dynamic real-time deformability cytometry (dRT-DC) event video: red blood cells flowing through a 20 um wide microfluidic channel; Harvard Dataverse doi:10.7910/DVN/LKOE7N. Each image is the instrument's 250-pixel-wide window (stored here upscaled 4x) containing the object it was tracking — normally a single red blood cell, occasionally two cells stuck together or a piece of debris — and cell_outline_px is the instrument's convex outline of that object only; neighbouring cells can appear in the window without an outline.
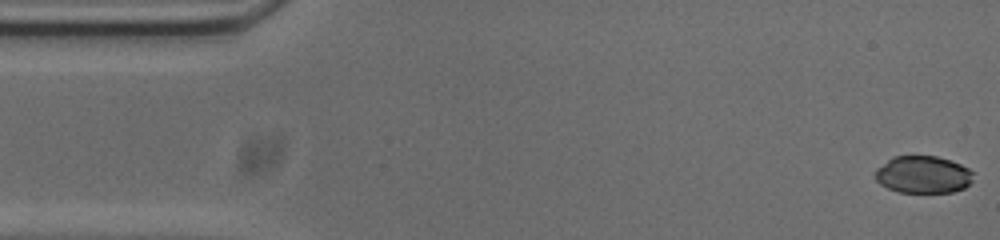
{"species": "common noctule bat (a hibernating species)", "species_latin": "Nyctalus noctula", "temperature_condition": "cold", "stored_images_in_passage": 53, "camera_frame_rate_fps": 3000, "um_per_image_px": 0.085, "animal": {"sex": "male", "body_mass_g": 20.0, "forearm_length_mm": 53.3}, "frame": {"image": 1, "passage_image": 1, "time_ms": 0.0, "image_size_px": [1000, 240], "cell_outline_px": [[972, 180], [964, 188], [952, 192], [900, 192], [888, 188], [880, 184], [876, 180], [876, 168], [892, 156], [936, 156], [952, 160], [968, 168], [972, 172]], "centroid_in_image_um": [78.45, 14.83], "position_along_channel_um": 6.6, "area_um2": 21.27}}
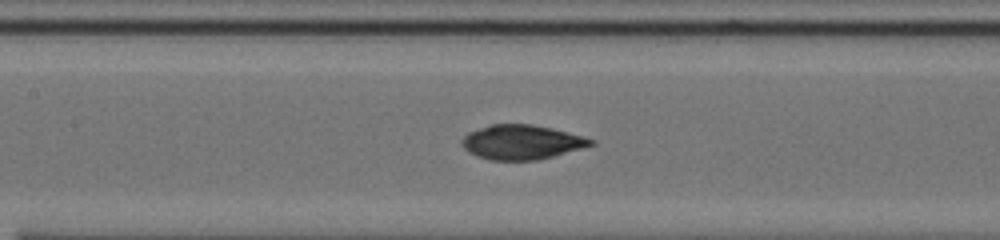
{"frame": {"image": 2, "passage_image": 23, "time_ms": 7.333, "image_size_px": [1000, 240], "cell_outline_px": [[596, 144], [584, 148], [536, 160], [492, 160], [476, 156], [468, 152], [460, 144], [460, 140], [468, 132], [492, 124], [532, 124], [552, 128], [584, 136], [596, 140]], "centroid_in_image_um": [44.35, 12.08], "position_along_channel_um": 163.0, "area_um2": 26.07}}
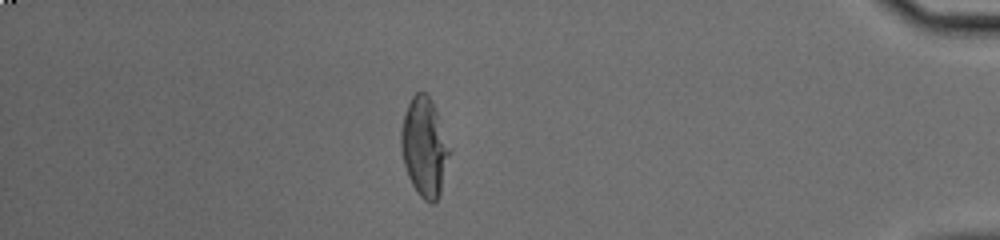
{"frame": {"image": 3, "passage_image": 46, "time_ms": 15.0, "image_size_px": [1000, 240], "cell_outline_px": [[448, 156], [440, 192], [436, 200], [432, 204], [428, 204], [416, 192], [408, 176], [404, 164], [400, 148], [400, 132], [404, 116], [408, 104], [412, 96], [416, 92], [428, 92], [432, 100], [448, 148]], "centroid_in_image_um": [36.01, 12.5], "position_along_channel_um": 399.2, "area_um2": 27.22}, "authors_computed_cell_mechanics": {"area_um2": 26.299, "velocity_mm_per_s": 3.7428, "shape_relaxation_time_tau1_ms": 6.92, "shape_relaxation_time_tau2_ms": 1.2994, "deformation_change_tau1": 0.2182, "deformation_change_tau2": 0.0295}}